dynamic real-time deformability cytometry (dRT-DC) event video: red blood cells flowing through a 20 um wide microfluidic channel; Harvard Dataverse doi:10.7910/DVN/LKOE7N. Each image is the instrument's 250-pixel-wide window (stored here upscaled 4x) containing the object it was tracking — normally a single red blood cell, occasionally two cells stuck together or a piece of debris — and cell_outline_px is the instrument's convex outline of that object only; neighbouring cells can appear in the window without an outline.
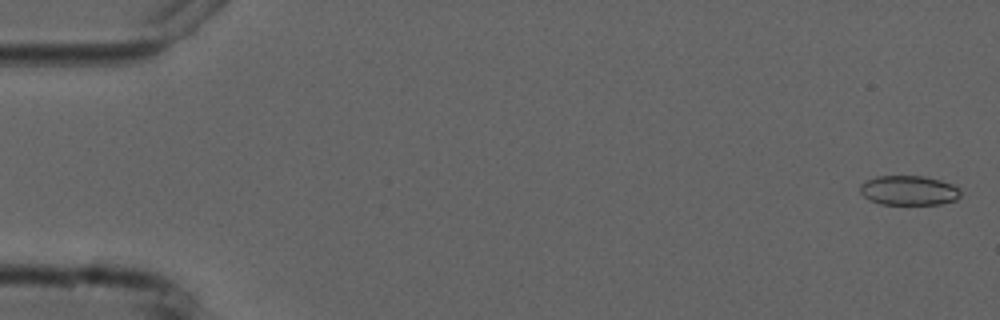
{"species": "common noctule bat (a hibernating species)", "species_latin": "Nyctalus noctula", "temperature_condition": "cold", "stored_images_in_passage": 2, "camera_frame_rate_fps": 3000, "um_per_image_px": 0.085, "animal": {"sex": "male", "forearm_length_mm": 52.5}, "frame": {"image": 1, "passage_image": 2, "time_ms": 1.333, "image_size_px": [1000, 320], "cell_outline_px": [[960, 196], [956, 200], [940, 204], [880, 204], [864, 196], [860, 192], [860, 184], [876, 176], [924, 176], [940, 180], [952, 184], [960, 188]], "centroid_in_image_um": [77.27, 16.18], "position_along_channel_um": 7.7, "area_um2": 17.28}}